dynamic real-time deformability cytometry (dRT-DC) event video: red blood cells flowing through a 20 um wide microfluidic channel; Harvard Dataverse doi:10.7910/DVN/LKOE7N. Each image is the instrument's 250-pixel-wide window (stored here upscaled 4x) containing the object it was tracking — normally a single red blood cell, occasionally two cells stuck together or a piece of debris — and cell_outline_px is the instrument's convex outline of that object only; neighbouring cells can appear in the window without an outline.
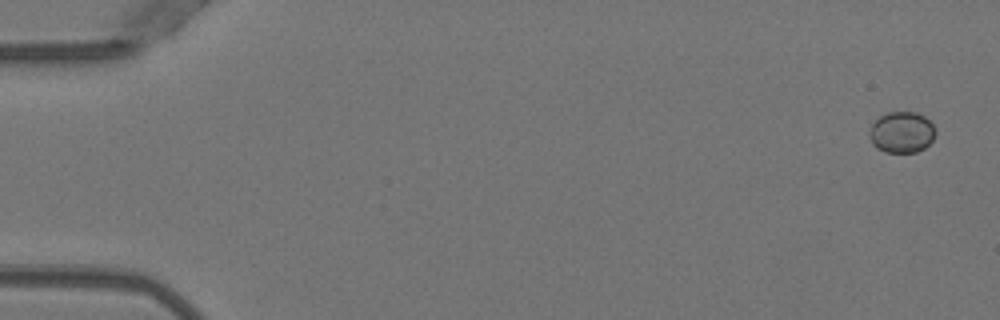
{"species": "Egyptian fruit bat (a non-hibernating species)", "species_latin": "Rousettus aegyptiacus", "temperature_condition": "warm", "stored_images_in_passage": 5, "camera_frame_rate_fps": 3000, "um_per_image_px": 0.085, "animal": {"sex": "female"}, "frame": {"image": 1, "passage_image": 1, "time_ms": 0.0, "image_size_px": [1000, 320], "cell_outline_px": [[936, 132], [932, 140], [924, 148], [916, 152], [884, 152], [876, 148], [872, 144], [868, 132], [872, 124], [880, 116], [888, 112], [916, 112], [924, 116], [932, 124]], "centroid_in_image_um": [76.62, 11.25], "position_along_channel_um": 8.4, "area_um2": 15.84}}
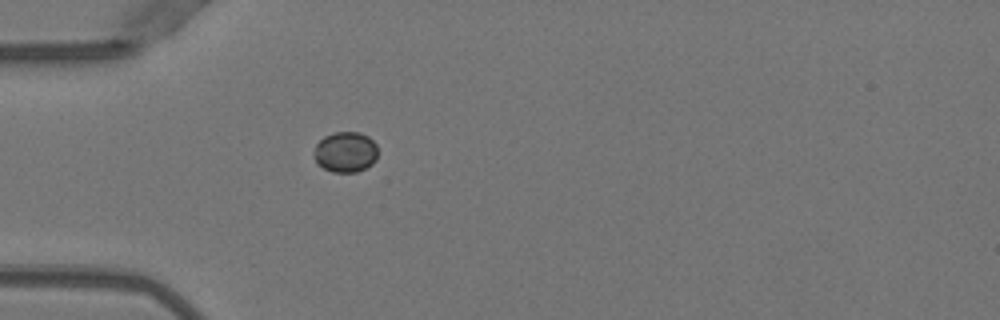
{"frame": {"image": 2, "passage_image": 5, "time_ms": 1.333, "image_size_px": [1000, 320], "cell_outline_px": [[376, 160], [372, 164], [356, 172], [332, 172], [316, 164], [312, 152], [316, 144], [324, 136], [332, 132], [360, 132], [368, 136], [376, 144]], "centroid_in_image_um": [29.32, 12.91], "position_along_channel_um": 55.7, "area_um2": 15.26}}